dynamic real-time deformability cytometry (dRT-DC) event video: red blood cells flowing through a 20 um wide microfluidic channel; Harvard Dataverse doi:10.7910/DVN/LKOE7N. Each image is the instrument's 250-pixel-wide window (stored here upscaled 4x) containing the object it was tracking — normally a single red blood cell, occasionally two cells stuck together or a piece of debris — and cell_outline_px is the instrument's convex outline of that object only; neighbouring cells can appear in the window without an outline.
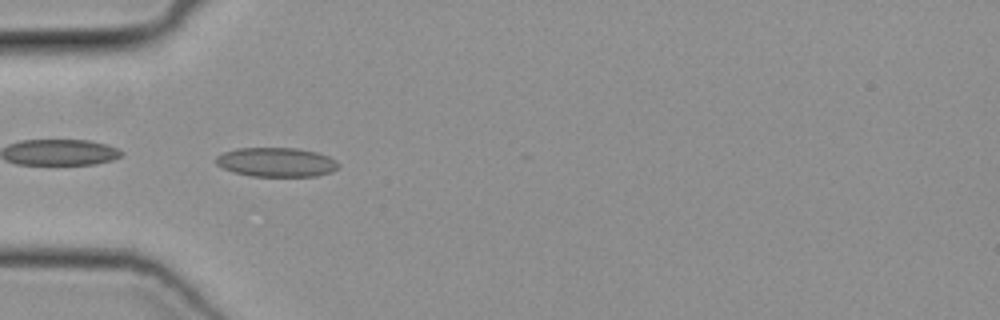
{"species": "common noctule bat (a hibernating species)", "species_latin": "Nyctalus noctula", "temperature_condition": "cold", "stored_images_in_passage": 36, "camera_frame_rate_fps": 3000, "um_per_image_px": 0.085, "animal": {"sex": "female", "body_mass_g": 19.3, "forearm_length_mm": 54.1}, "frame": {"image": 1, "passage_image": 9, "time_ms": 2.667, "image_size_px": [1000, 320], "cell_outline_px": [[340, 168], [332, 172], [316, 176], [252, 176], [232, 172], [216, 164], [216, 156], [224, 152], [236, 148], [296, 148], [316, 152], [328, 156], [336, 160], [340, 164]], "centroid_in_image_um": [23.52, 13.79], "position_along_channel_um": 61.5, "area_um2": 20.98}}
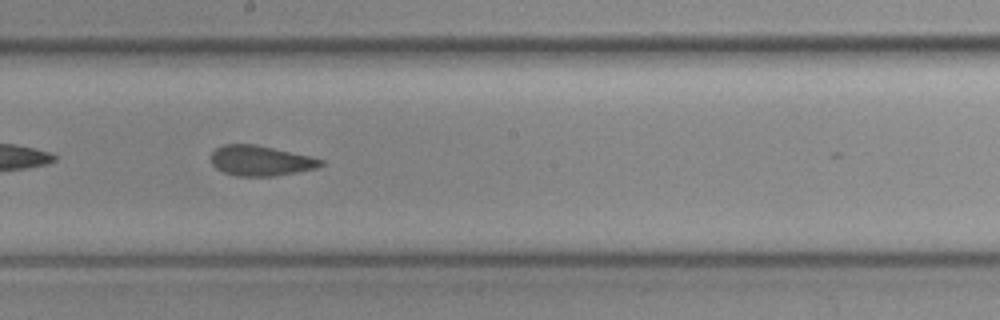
{"frame": {"image": 2, "passage_image": 21, "time_ms": 6.667, "image_size_px": [1000, 320], "cell_outline_px": [[324, 164], [316, 168], [296, 172], [272, 176], [236, 176], [224, 172], [216, 168], [212, 164], [212, 152], [216, 148], [224, 144], [256, 144], [312, 156], [324, 160]], "centroid_in_image_um": [22.17, 13.65], "position_along_channel_um": 226.0, "area_um2": 19.36}}
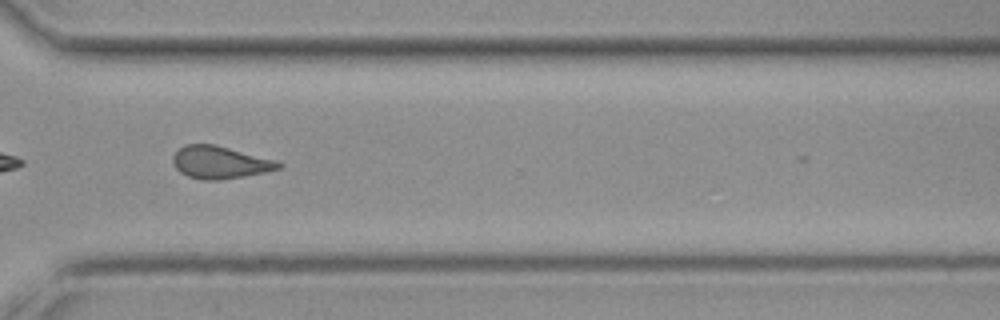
{"frame": {"image": 3, "passage_image": 30, "time_ms": 9.667, "image_size_px": [1000, 320], "cell_outline_px": [[284, 168], [244, 176], [220, 180], [204, 180], [188, 176], [180, 172], [172, 164], [172, 156], [184, 144], [216, 144], [276, 160], [284, 164]], "centroid_in_image_um": [18.71, 13.8], "position_along_channel_um": 351.9, "area_um2": 20.17}}